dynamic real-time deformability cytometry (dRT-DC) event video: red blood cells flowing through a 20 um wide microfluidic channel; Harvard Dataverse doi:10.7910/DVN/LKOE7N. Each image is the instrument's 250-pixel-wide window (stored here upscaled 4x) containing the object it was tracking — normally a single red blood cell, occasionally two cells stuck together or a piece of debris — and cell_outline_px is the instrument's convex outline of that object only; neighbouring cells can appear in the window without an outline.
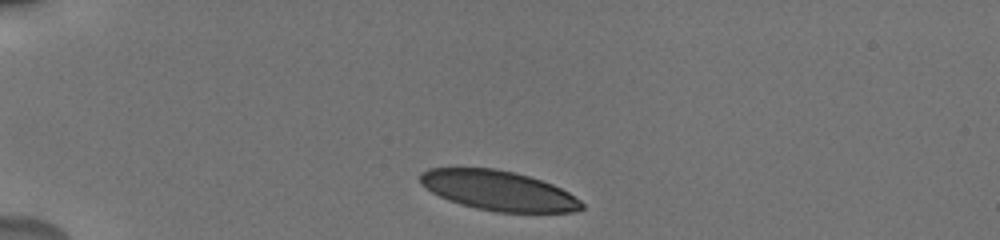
{"species": "human", "species_latin": "Homo sapiens", "temperature_condition": "cold", "stored_images_in_passage": 72, "camera_frame_rate_fps": 3000, "um_per_image_px": 0.085, "donor": {"sex": "male"}, "frame": {"image": 1, "passage_image": 1, "time_ms": 0.0, "image_size_px": [1000, 240], "cell_outline_px": [[584, 208], [572, 212], [496, 212], [476, 208], [460, 204], [448, 200], [432, 192], [420, 184], [420, 172], [428, 168], [496, 168], [528, 176], [552, 184], [568, 192], [580, 200], [584, 204]], "centroid_in_image_um": [42.34, 16.2], "position_along_channel_um": 42.7, "area_um2": 37.34}}
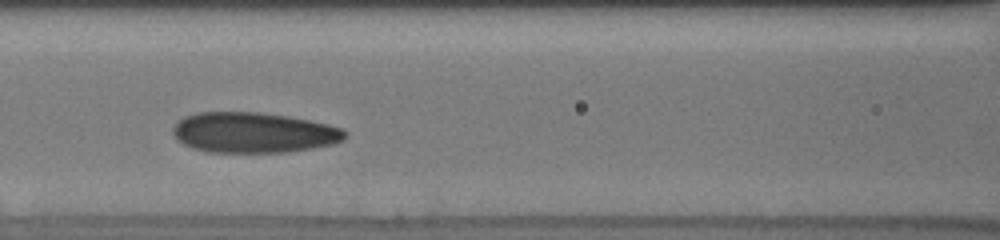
{"frame": {"image": 2, "passage_image": 25, "time_ms": 4.0, "image_size_px": [1000, 240], "cell_outline_px": [[348, 132], [344, 140], [336, 144], [288, 152], [208, 152], [192, 148], [176, 140], [172, 132], [172, 128], [184, 116], [196, 112], [260, 112], [288, 116], [328, 124], [340, 128]], "centroid_in_image_um": [21.55, 11.27], "position_along_channel_um": 145.0, "area_um2": 40.81}}
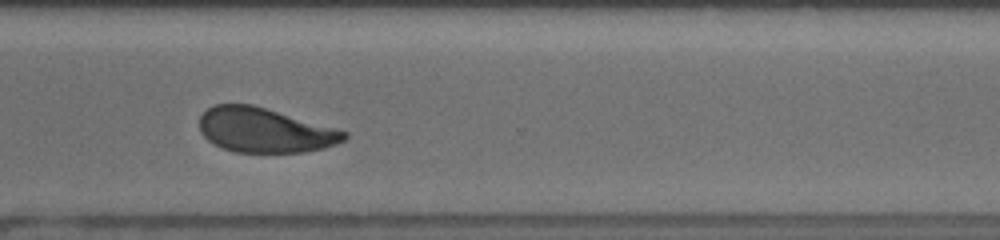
{"frame": {"image": 3, "passage_image": 48, "time_ms": 9.333, "image_size_px": [1000, 240], "cell_outline_px": [[348, 136], [344, 140], [336, 144], [324, 148], [304, 152], [236, 152], [224, 148], [208, 140], [200, 132], [200, 116], [208, 108], [216, 104], [252, 104], [336, 128], [348, 132]], "centroid_in_image_um": [22.51, 11.06], "position_along_channel_um": 348.1, "area_um2": 37.4}, "authors_computed_cell_mechanics": {"area_um2": 39.3618, "velocity_mm_per_s": 3.818, "shape_relaxation_time_tau1_ms": 3.6313, "shape_relaxation_time_tau2_ms": 1.2715, "deformation_change_tau1": 0.1047, "deformation_change_tau2": 0.0582}}